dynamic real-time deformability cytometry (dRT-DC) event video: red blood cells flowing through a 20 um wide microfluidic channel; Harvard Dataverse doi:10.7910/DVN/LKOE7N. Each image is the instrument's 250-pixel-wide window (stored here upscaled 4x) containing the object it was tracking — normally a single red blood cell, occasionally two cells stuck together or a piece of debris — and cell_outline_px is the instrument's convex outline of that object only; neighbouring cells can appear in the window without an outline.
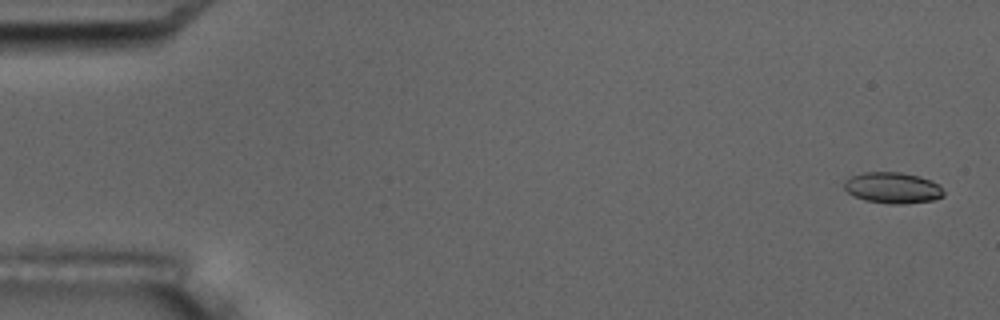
{"species": "common noctule bat (a hibernating species)", "species_latin": "Nyctalus noctula", "temperature_condition": "room temperature", "stored_images_in_passage": 5, "camera_frame_rate_fps": 3000, "um_per_image_px": 0.085, "animal": {"sex": "male", "body_mass_g": 17.5, "forearm_length_mm": 52.3}, "frame": {"image": 1, "passage_image": 1, "time_ms": 0.0, "image_size_px": [1000, 320], "cell_outline_px": [[944, 196], [932, 200], [904, 204], [888, 204], [864, 200], [852, 196], [844, 188], [844, 180], [852, 176], [864, 172], [900, 172], [920, 176], [932, 180], [944, 192]], "centroid_in_image_um": [75.85, 15.97], "position_along_channel_um": 9.2, "area_um2": 18.09}}
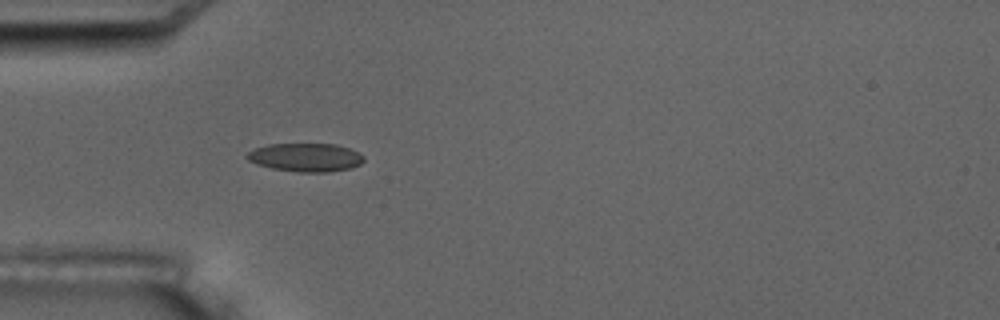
{"frame": {"image": 2, "passage_image": 5, "time_ms": 5.333, "image_size_px": [1000, 320], "cell_outline_px": [[364, 160], [360, 164], [348, 168], [328, 172], [300, 172], [272, 168], [256, 164], [248, 160], [244, 156], [248, 152], [256, 148], [268, 144], [336, 144], [360, 152], [364, 156]], "centroid_in_image_um": [25.97, 13.37], "position_along_channel_um": 59.0, "area_um2": 19.31}}